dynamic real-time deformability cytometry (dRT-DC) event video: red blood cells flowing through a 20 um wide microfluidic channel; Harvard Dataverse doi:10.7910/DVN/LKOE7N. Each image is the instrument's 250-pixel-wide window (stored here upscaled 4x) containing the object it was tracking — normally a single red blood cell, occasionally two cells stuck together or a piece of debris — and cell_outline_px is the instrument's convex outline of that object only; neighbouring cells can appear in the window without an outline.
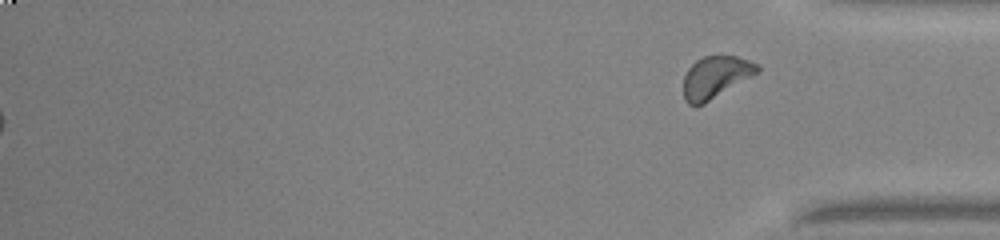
{"species": "common noctule bat (a hibernating species)", "species_latin": "Nyctalus noctula", "temperature_condition": "warm", "stored_images_in_passage": 52, "segment_of_instrument_passage": [2, 2], "camera_frame_rate_fps": 3000, "um_per_image_px": 0.085, "animal": {"sex": "male", "body_mass_g": 20.0, "forearm_length_mm": 53.3}, "frame": {"image": 1, "passage_image": 52, "time_ms": 17.0, "image_size_px": [1000, 240], "cell_outline_px": [[760, 72], [704, 104], [688, 104], [684, 100], [684, 76], [688, 68], [696, 60], [704, 56], [736, 56], [760, 64]], "centroid_in_image_um": [60.85, 6.55], "position_along_channel_um": 374.3, "area_um2": 18.09}}